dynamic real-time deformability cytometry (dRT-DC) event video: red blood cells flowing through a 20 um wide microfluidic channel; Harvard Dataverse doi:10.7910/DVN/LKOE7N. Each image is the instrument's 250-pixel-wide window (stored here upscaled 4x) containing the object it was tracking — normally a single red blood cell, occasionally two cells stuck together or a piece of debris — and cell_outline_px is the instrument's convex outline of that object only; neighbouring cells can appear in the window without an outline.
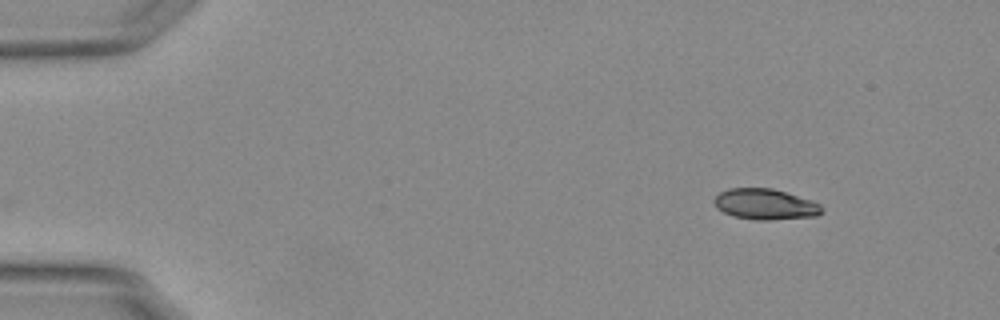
{"species": "Egyptian fruit bat (a non-hibernating species)", "species_latin": "Rousettus aegyptiacus", "temperature_condition": "warm", "stored_images_in_passage": 9, "camera_frame_rate_fps": 3000, "um_per_image_px": 0.085, "animal": {"sex": "female"}, "frame": {"image": 1, "passage_image": 1, "time_ms": 0.0, "image_size_px": [1000, 320], "cell_outline_px": [[824, 212], [816, 216], [768, 220], [756, 220], [732, 216], [716, 208], [712, 200], [720, 192], [728, 188], [772, 188], [812, 200], [820, 204], [824, 208]], "centroid_in_image_um": [65.04, 17.36], "position_along_channel_um": 20.0, "area_um2": 19.48}}